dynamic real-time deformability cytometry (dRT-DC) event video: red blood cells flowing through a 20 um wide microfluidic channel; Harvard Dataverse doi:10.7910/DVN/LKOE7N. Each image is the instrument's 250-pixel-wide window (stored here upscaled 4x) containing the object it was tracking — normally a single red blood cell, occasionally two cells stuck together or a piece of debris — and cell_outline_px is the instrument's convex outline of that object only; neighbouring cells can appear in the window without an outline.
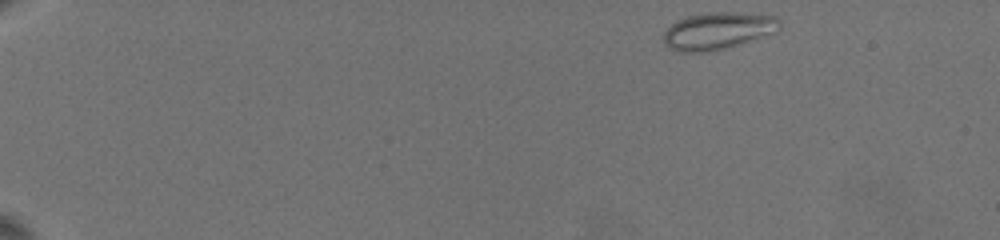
{"species": "common noctule bat (a hibernating species)", "species_latin": "Nyctalus noctula", "temperature_condition": "warm", "stored_images_in_passage": 46, "camera_frame_rate_fps": 3000, "um_per_image_px": 0.085, "animal": {"sex": "female", "body_mass_g": 19.5, "forearm_length_mm": 54.1}, "frame": {"image": 1, "passage_image": 1, "time_ms": 0.0, "image_size_px": [1000, 240], "cell_outline_px": [[780, 24], [776, 32], [720, 48], [700, 52], [680, 52], [668, 48], [660, 40], [664, 32], [676, 20], [688, 16], [708, 12], [736, 12], [776, 16], [780, 20]], "centroid_in_image_um": [60.94, 2.6], "position_along_channel_um": 24.1, "area_um2": 24.74}}
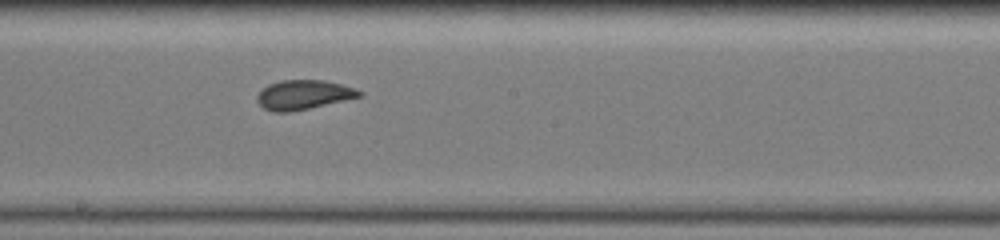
{"frame": {"image": 2, "passage_image": 26, "time_ms": 10.0, "image_size_px": [1000, 240], "cell_outline_px": [[364, 96], [292, 112], [272, 112], [264, 108], [256, 100], [256, 96], [268, 84], [280, 80], [324, 80], [356, 88], [364, 92]], "centroid_in_image_um": [25.83, 8.06], "position_along_channel_um": 222.4, "area_um2": 17.69}}
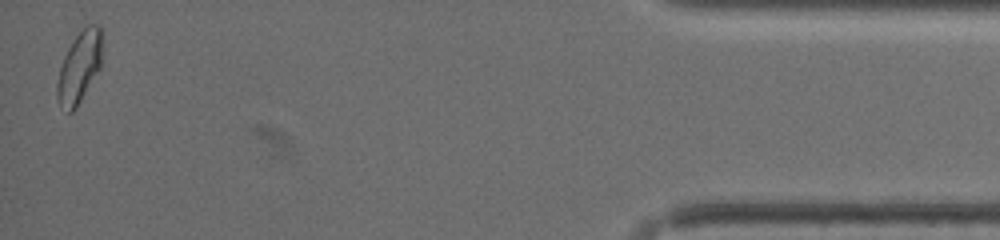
{"frame": {"image": 3, "passage_image": 45, "time_ms": 18.0, "image_size_px": [1000, 240], "cell_outline_px": [[104, 40], [100, 68], [76, 108], [72, 112], [68, 112], [60, 104], [56, 96], [56, 84], [60, 68], [64, 56], [72, 40], [88, 24], [100, 24]], "centroid_in_image_um": [6.78, 5.65], "position_along_channel_um": 428.4, "area_um2": 18.9}, "authors_computed_cell_mechanics": {"area_um2": 18.0336, "velocity_mm_per_s": 3.439, "shape_relaxation_time_tau1_ms": 8.8988, "shape_relaxation_time_tau2_ms": 0.948, "deformation_change_tau1": 0.1812, "deformation_change_tau2": 0.0406}}